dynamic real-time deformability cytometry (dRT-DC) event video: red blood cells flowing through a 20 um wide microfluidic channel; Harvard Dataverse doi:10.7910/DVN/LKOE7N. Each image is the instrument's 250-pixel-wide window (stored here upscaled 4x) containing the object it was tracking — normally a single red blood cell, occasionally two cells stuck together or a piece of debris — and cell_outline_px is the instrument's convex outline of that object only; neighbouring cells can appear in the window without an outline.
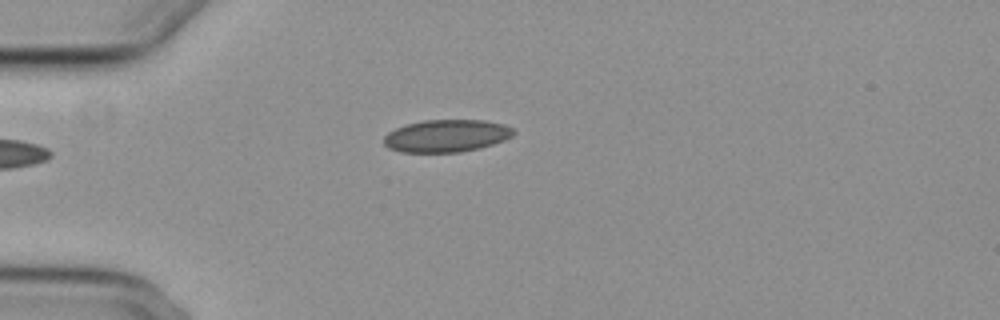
{"species": "common noctule bat (a hibernating species)", "species_latin": "Nyctalus noctula", "temperature_condition": "cold", "stored_images_in_passage": 31, "camera_frame_rate_fps": 3000, "um_per_image_px": 0.085, "animal": {"sex": "female", "body_mass_g": 29.2, "forearm_length_mm": 56.3}, "frame": {"image": 1, "passage_image": 1, "time_ms": 0.0, "image_size_px": [1000, 320], "cell_outline_px": [[516, 132], [512, 136], [504, 140], [480, 148], [460, 152], [400, 152], [388, 148], [384, 144], [384, 136], [388, 132], [396, 128], [408, 124], [424, 120], [484, 120], [504, 124], [512, 128]], "centroid_in_image_um": [37.95, 11.55], "position_along_channel_um": 47.0, "area_um2": 24.51}}
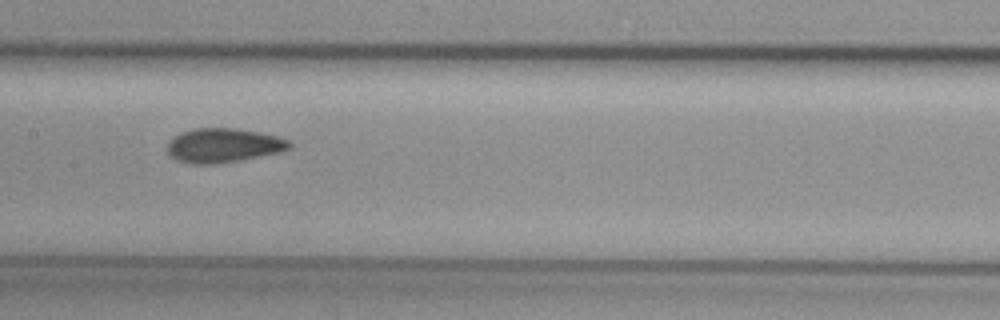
{"frame": {"image": 2, "passage_image": 14, "time_ms": 4.333, "image_size_px": [1000, 320], "cell_outline_px": [[292, 148], [280, 152], [216, 164], [192, 164], [176, 160], [168, 152], [168, 144], [180, 132], [196, 128], [236, 128], [276, 136], [288, 140], [292, 144]], "centroid_in_image_um": [18.99, 12.36], "position_along_channel_um": 188.4, "area_um2": 24.04}}
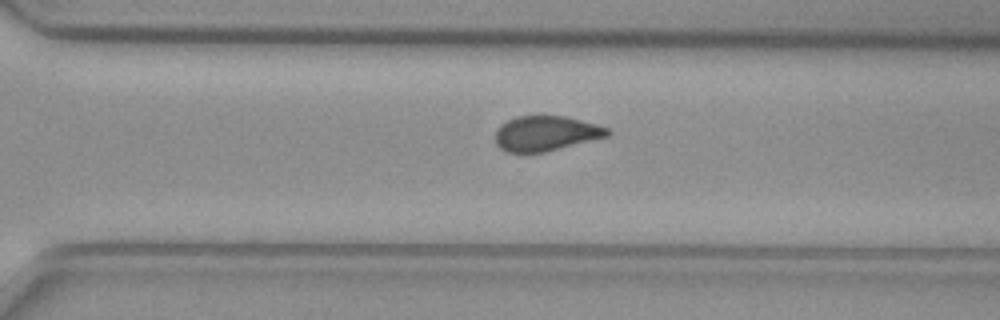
{"frame": {"image": 3, "passage_image": 25, "time_ms": 8.0, "image_size_px": [1000, 320], "cell_outline_px": [[612, 132], [608, 136], [544, 152], [508, 152], [500, 148], [496, 144], [496, 128], [500, 124], [516, 116], [564, 116], [596, 124], [608, 128]], "centroid_in_image_um": [46.38, 11.33], "position_along_channel_um": 324.2, "area_um2": 22.72}, "authors_computed_cell_mechanics": {"area_um2": 24.3338, "velocity_mm_per_s": 3.7227, "shape_relaxation_time_tau1_ms": null, "shape_relaxation_time_tau2_ms": 1.3652, "deformation_change_tau1": null, "deformation_change_tau2": 0.0631}}